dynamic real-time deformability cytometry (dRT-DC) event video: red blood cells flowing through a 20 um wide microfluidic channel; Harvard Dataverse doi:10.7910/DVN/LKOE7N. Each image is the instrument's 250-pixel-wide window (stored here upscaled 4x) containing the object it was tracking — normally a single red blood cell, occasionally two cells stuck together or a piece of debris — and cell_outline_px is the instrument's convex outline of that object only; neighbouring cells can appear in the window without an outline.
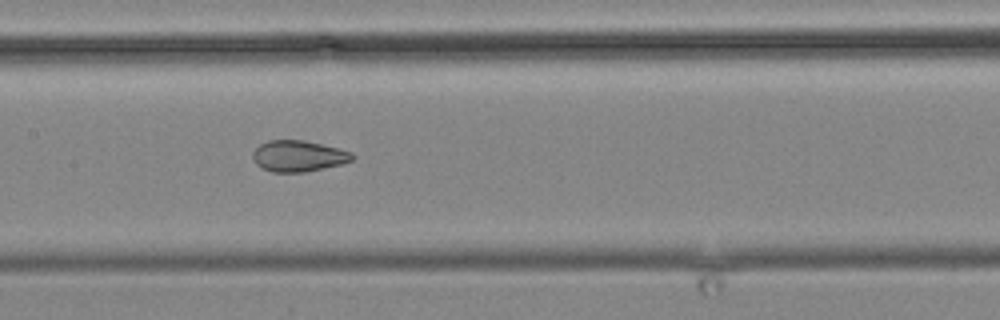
{"species": "common noctule bat (a hibernating species)", "species_latin": "Nyctalus noctula", "temperature_condition": "cold", "stored_images_in_passage": 15, "camera_frame_rate_fps": 3000, "um_per_image_px": 0.085, "animal": {"sex": "male", "body_mass_g": 19.2, "forearm_length_mm": 51.8}, "frame": {"image": 1, "passage_image": 13, "time_ms": 15.0, "image_size_px": [1000, 320], "cell_outline_px": [[356, 156], [352, 160], [344, 164], [304, 172], [272, 172], [260, 168], [252, 160], [252, 152], [260, 144], [268, 140], [300, 140], [340, 148], [352, 152]], "centroid_in_image_um": [25.36, 13.27], "position_along_channel_um": 182.0, "area_um2": 18.26}}
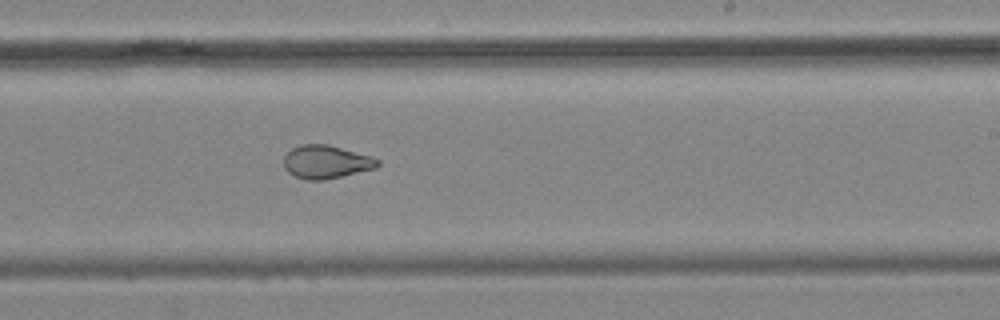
{"frame": {"image": 2, "passage_image": 15, "time_ms": 17.333, "image_size_px": [1000, 320], "cell_outline_px": [[380, 164], [376, 168], [324, 180], [304, 180], [288, 172], [284, 168], [284, 156], [292, 148], [300, 144], [328, 144], [372, 156], [380, 160]], "centroid_in_image_um": [27.72, 13.76], "position_along_channel_um": 261.3, "area_um2": 18.26}}